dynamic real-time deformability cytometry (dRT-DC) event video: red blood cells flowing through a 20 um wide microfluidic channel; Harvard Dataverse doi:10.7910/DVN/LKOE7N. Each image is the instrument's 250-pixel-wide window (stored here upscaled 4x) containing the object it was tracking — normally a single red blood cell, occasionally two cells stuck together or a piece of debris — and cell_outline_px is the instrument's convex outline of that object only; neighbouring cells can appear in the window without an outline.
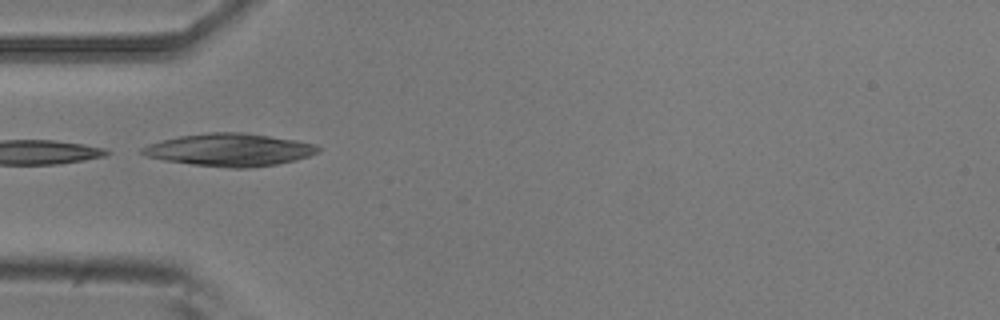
{"species": "common noctule bat (a hibernating species)", "species_latin": "Nyctalus noctula", "temperature_condition": "room temperature", "stored_images_in_passage": 5, "camera_frame_rate_fps": 3000, "um_per_image_px": 0.085, "animal": {"sex": "male", "body_mass_g": 20.5, "forearm_length_mm": 52.5}, "frame": {"image": 1, "passage_image": 5, "time_ms": 1.333, "image_size_px": [1000, 320], "cell_outline_px": [[320, 152], [296, 160], [276, 164], [248, 168], [232, 168], [192, 164], [164, 160], [148, 156], [140, 152], [140, 148], [148, 144], [160, 140], [180, 136], [208, 132], [244, 132], [296, 140], [316, 144], [320, 148]], "centroid_in_image_um": [19.53, 12.73], "position_along_channel_um": 65.5, "area_um2": 33.41}}